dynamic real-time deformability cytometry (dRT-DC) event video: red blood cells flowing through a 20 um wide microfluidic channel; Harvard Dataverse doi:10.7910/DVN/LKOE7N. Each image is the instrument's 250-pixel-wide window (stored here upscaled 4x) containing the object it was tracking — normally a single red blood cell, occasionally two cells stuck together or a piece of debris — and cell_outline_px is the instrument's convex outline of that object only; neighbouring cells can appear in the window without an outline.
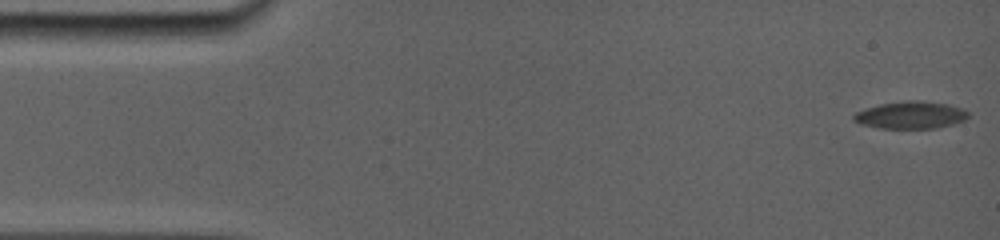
{"species": "common noctule bat (a hibernating species)", "species_latin": "Nyctalus noctula", "temperature_condition": "room temperature", "stored_images_in_passage": 61, "camera_frame_rate_fps": 5000, "um_per_image_px": 0.085, "animal": {"sex": "female", "body_mass_g": 19.0, "forearm_length_mm": 56.7}, "frame": {"image": 1, "passage_image": 1, "time_ms": 0.0, "image_size_px": [1000, 240], "cell_outline_px": [[968, 116], [964, 120], [952, 124], [936, 128], [880, 128], [864, 124], [852, 120], [852, 116], [856, 112], [880, 104], [908, 100], [916, 100], [948, 104], [960, 108], [968, 112]], "centroid_in_image_um": [77.41, 9.78], "position_along_channel_um": 7.6, "area_um2": 17.92}}
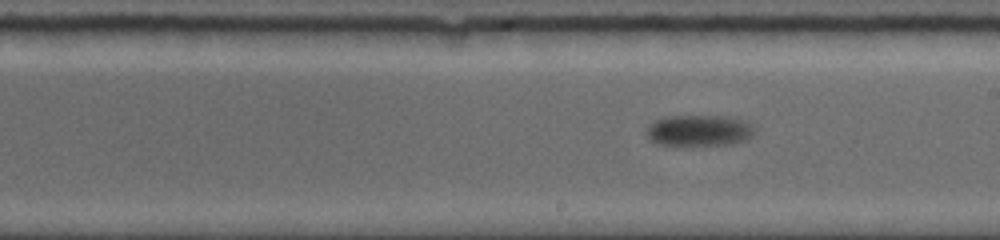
{"frame": {"image": 2, "passage_image": 36, "time_ms": 9.6, "image_size_px": [1000, 240], "cell_outline_px": [[752, 136], [744, 140], [732, 144], [656, 144], [644, 132], [656, 120], [668, 116], [724, 116], [744, 120], [752, 128]], "centroid_in_image_um": [59.4, 11.08], "position_along_channel_um": 229.6, "area_um2": 19.02}}
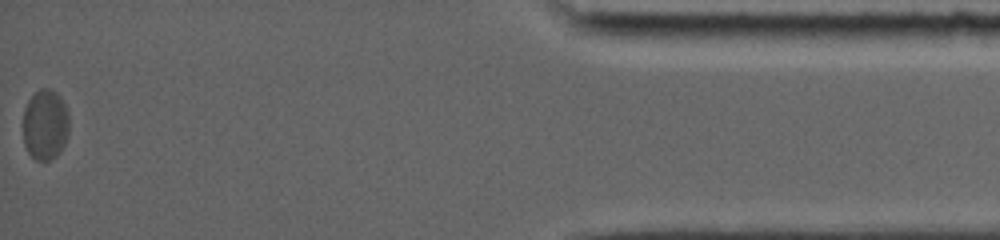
{"frame": {"image": 3, "passage_image": 61, "time_ms": 17.2, "image_size_px": [1000, 240], "cell_outline_px": [[68, 136], [60, 152], [56, 156], [48, 160], [36, 160], [28, 152], [24, 144], [24, 108], [28, 100], [40, 88], [52, 88], [60, 96], [68, 112]], "centroid_in_image_um": [3.85, 10.58], "position_along_channel_um": 431.3, "area_um2": 18.96}, "authors_computed_cell_mechanics": {"area_um2": 19.074, "velocity_mm_per_s": 3.6166, "shape_relaxation_time_tau1_ms": 1.1052, "shape_relaxation_time_tau2_ms": null, "deformation_change_tau1": 0.0629, "deformation_change_tau2": null}}